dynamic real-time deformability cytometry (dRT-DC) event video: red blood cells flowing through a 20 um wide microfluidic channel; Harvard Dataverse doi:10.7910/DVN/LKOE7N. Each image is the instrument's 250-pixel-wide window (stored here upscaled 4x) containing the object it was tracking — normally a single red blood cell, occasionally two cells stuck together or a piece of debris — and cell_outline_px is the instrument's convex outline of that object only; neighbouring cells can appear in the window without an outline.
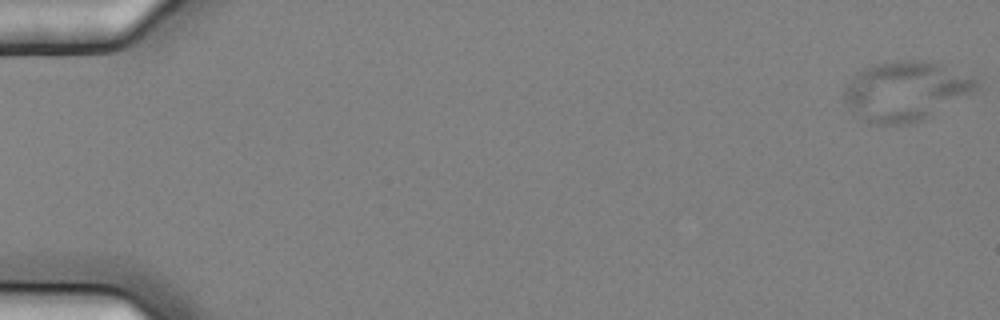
{"species": "common noctule bat (a hibernating species)", "species_latin": "Nyctalus noctula", "temperature_condition": "cold", "stored_images_in_passage": 57, "camera_frame_rate_fps": 3000, "um_per_image_px": 0.085, "animal": {"sex": "female", "body_mass_g": 25.1}, "frame": {"image": 1, "passage_image": 1, "time_ms": 0.0, "image_size_px": [1000, 320], "cell_outline_px": [[980, 88], [924, 120], [908, 124], [876, 124], [860, 120], [852, 116], [844, 100], [844, 88], [852, 76], [860, 68], [876, 64], [896, 60], [932, 60], [980, 76]], "centroid_in_image_um": [77.02, 7.71], "position_along_channel_um": 8.0, "area_um2": 47.34}}
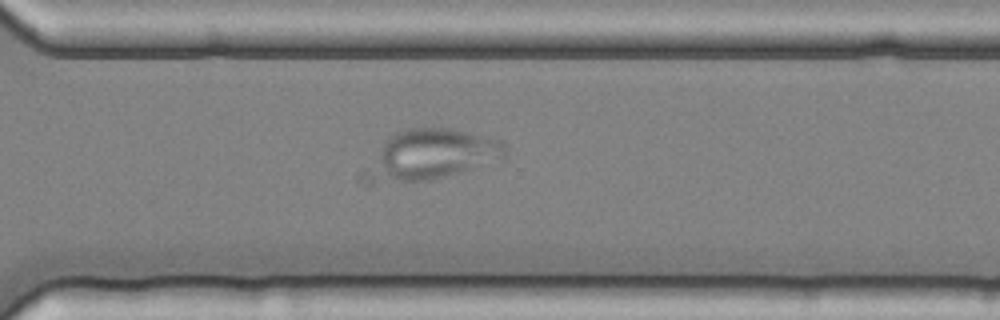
{"frame": {"image": 2, "passage_image": 42, "time_ms": 13.667, "image_size_px": [1000, 320], "cell_outline_px": [[508, 156], [460, 172], [428, 180], [372, 184], [368, 184], [356, 180], [356, 176], [384, 144], [396, 132], [408, 128], [444, 128], [468, 132], [500, 140], [504, 144], [508, 152]], "centroid_in_image_um": [36.51, 13.21], "position_along_channel_um": 334.1, "area_um2": 41.04}}
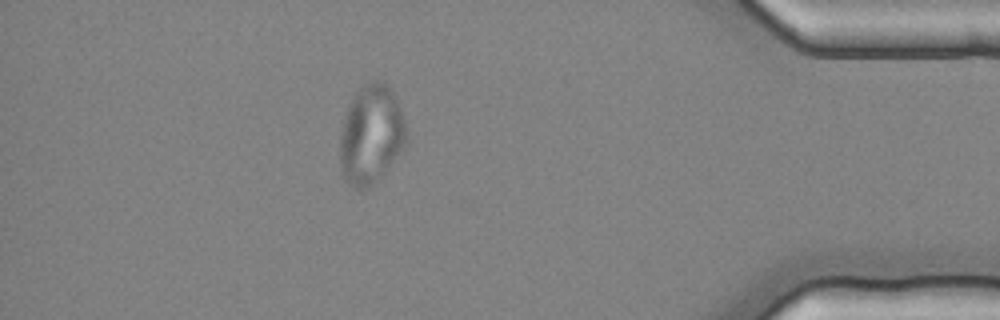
{"frame": {"image": 3, "passage_image": 51, "time_ms": 16.667, "image_size_px": [1000, 320], "cell_outline_px": [[408, 140], [400, 152], [384, 172], [368, 188], [356, 188], [348, 184], [344, 180], [340, 172], [340, 136], [344, 116], [348, 104], [356, 92], [368, 80], [384, 80], [388, 84], [400, 108], [408, 132]], "centroid_in_image_um": [31.53, 11.41], "position_along_channel_um": 403.7, "area_um2": 38.55}}